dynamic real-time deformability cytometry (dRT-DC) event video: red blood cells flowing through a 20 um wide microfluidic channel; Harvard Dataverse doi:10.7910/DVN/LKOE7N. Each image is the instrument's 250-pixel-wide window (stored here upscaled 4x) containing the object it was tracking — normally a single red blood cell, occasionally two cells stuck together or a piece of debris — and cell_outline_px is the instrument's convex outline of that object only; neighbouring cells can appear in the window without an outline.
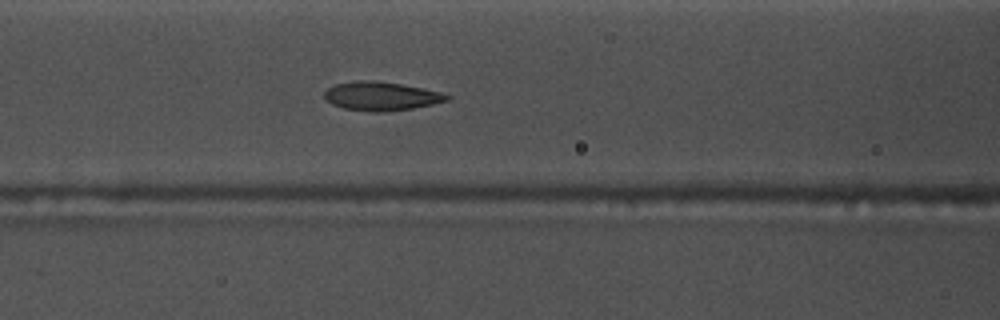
{"species": "common noctule bat (a hibernating species)", "species_latin": "Nyctalus noctula", "temperature_condition": "warm", "stored_images_in_passage": 56, "camera_frame_rate_fps": 3000, "um_per_image_px": 0.085, "animal": {"sex": "male", "body_mass_g": 17.5, "forearm_length_mm": 52.3}, "frame": {"image": 1, "passage_image": 23, "time_ms": 7.333, "image_size_px": [1000, 320], "cell_outline_px": [[452, 100], [412, 108], [380, 112], [372, 112], [344, 108], [332, 104], [324, 100], [324, 92], [328, 88], [336, 84], [356, 80], [376, 80], [400, 84], [440, 92], [452, 96]], "centroid_in_image_um": [32.39, 8.17], "position_along_channel_um": 134.2, "area_um2": 20.52}}
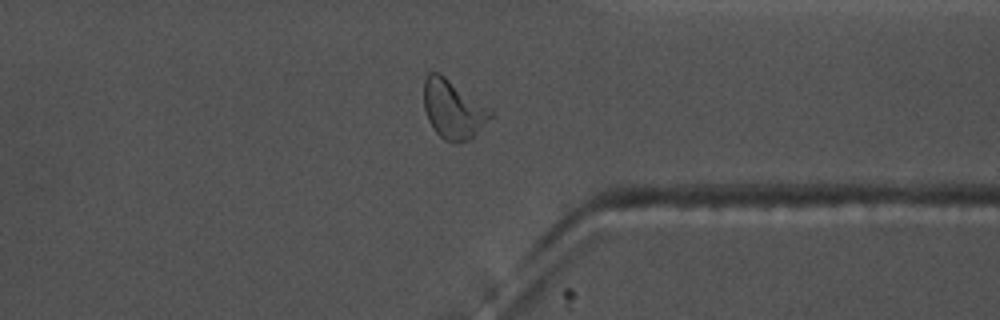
{"frame": {"image": 2, "passage_image": 43, "time_ms": 14.0, "image_size_px": [1000, 320], "cell_outline_px": [[492, 116], [472, 140], [456, 144], [452, 144], [444, 140], [436, 132], [428, 120], [424, 108], [424, 80], [428, 72], [436, 72], [444, 76], [492, 108]], "centroid_in_image_um": [38.54, 9.33], "position_along_channel_um": 372.9, "area_um2": 23.18}, "authors_computed_cell_mechanics": {"area_um2": 20.8658, "velocity_mm_per_s": 3.6512, "shape_relaxation_time_tau1_ms": 5.3412, "shape_relaxation_time_tau2_ms": 1.8834, "deformation_change_tau1": 0.1529, "deformation_change_tau2": 0.0837}}